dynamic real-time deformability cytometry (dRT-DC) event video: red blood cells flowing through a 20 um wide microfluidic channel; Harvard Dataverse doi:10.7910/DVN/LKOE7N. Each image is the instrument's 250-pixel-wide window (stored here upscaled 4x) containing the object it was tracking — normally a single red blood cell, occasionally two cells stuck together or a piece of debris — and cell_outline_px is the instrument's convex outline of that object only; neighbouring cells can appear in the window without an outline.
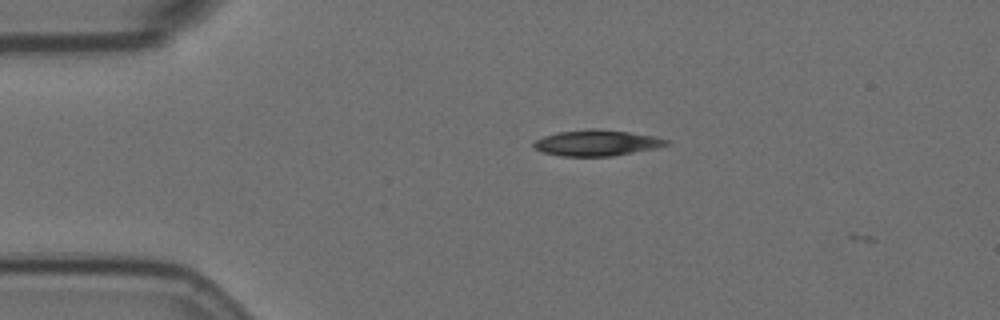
{"species": "Egyptian fruit bat (a non-hibernating species)", "species_latin": "Rousettus aegyptiacus", "temperature_condition": "room temperature", "stored_images_in_passage": 5, "camera_frame_rate_fps": 3000, "um_per_image_px": 0.085, "animal": {"sex": "female"}, "frame": {"image": 1, "passage_image": 2, "time_ms": 0.333, "image_size_px": [1000, 320], "cell_outline_px": [[668, 144], [656, 148], [612, 156], [560, 156], [544, 152], [536, 148], [532, 144], [536, 140], [544, 136], [556, 132], [592, 128], [596, 128], [628, 132], [656, 136], [668, 140]], "centroid_in_image_um": [50.72, 12.14], "position_along_channel_um": 34.3, "area_um2": 19.94}}